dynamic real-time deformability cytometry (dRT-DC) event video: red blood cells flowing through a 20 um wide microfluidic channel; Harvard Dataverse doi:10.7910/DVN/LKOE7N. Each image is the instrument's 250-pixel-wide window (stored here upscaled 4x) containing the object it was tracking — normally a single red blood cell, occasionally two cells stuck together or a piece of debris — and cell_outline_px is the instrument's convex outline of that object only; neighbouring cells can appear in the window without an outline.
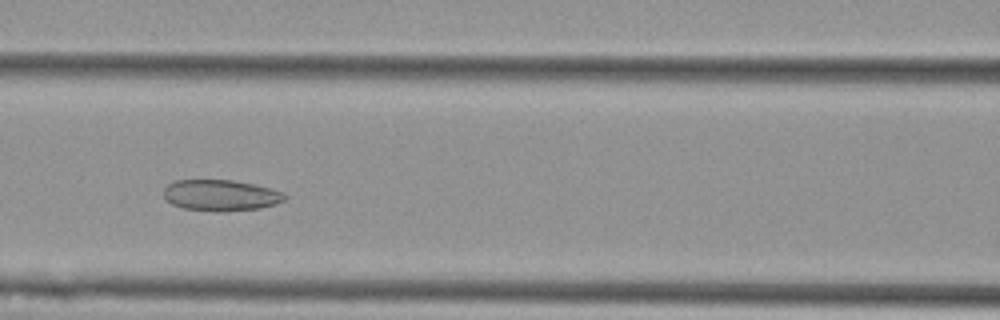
{"species": "Egyptian fruit bat (a non-hibernating species)", "species_latin": "Rousettus aegyptiacus", "temperature_condition": "cold", "stored_images_in_passage": 49, "camera_frame_rate_fps": 3000, "um_per_image_px": 0.085, "animal": {"sex": "female"}, "frame": {"image": 1, "passage_image": 18, "time_ms": 5.667, "image_size_px": [1000, 320], "cell_outline_px": [[288, 196], [284, 200], [276, 204], [260, 208], [224, 212], [216, 212], [184, 208], [172, 204], [164, 196], [164, 188], [168, 184], [176, 180], [232, 180], [256, 184], [284, 192]], "centroid_in_image_um": [18.8, 16.6], "position_along_channel_um": 147.8, "area_um2": 22.14}}
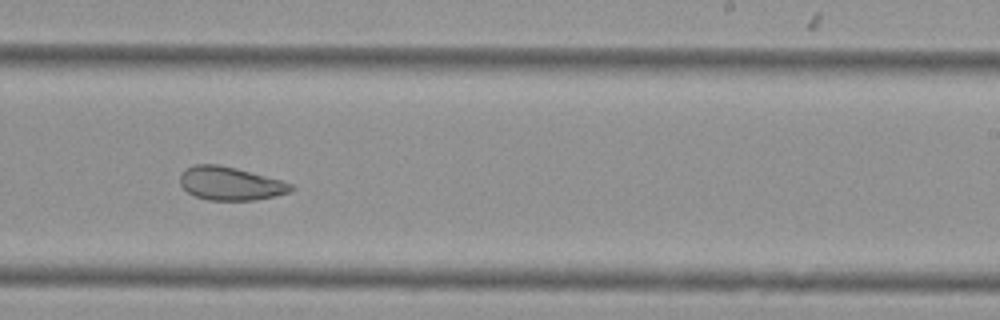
{"frame": {"image": 2, "passage_image": 28, "time_ms": 9.0, "image_size_px": [1000, 320], "cell_outline_px": [[296, 188], [292, 192], [252, 200], [208, 200], [196, 196], [188, 192], [180, 184], [180, 176], [184, 168], [196, 164], [220, 164], [236, 168], [280, 180], [292, 184]], "centroid_in_image_um": [19.57, 15.59], "position_along_channel_um": 269.4, "area_um2": 21.5}}
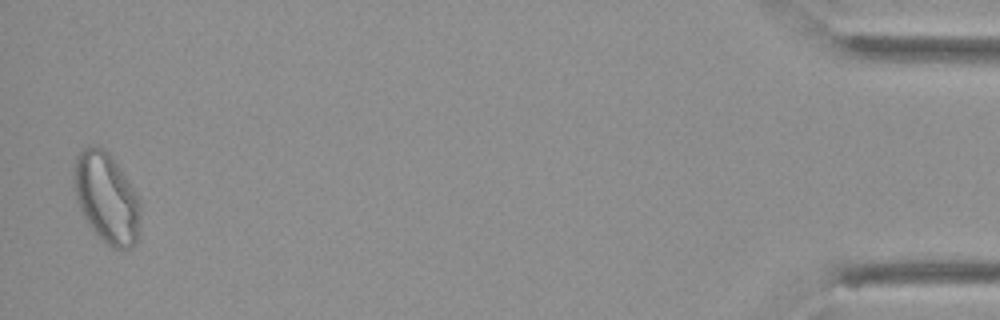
{"frame": {"image": 3, "passage_image": 48, "time_ms": 15.667, "image_size_px": [1000, 320], "cell_outline_px": [[140, 232], [136, 244], [132, 248], [112, 248], [88, 224], [76, 200], [72, 176], [76, 156], [84, 148], [96, 144], [104, 148], [108, 152], [120, 168], [140, 200]], "centroid_in_image_um": [9.06, 16.81], "position_along_channel_um": 426.1, "area_um2": 35.08}, "authors_computed_cell_mechanics": {"area_um2": 26.6458, "velocity_mm_per_s": 3.6693, "shape_relaxation_time_tau1_ms": null, "shape_relaxation_time_tau2_ms": 2.8927, "deformation_change_tau1": null, "deformation_change_tau2": 0.091}}